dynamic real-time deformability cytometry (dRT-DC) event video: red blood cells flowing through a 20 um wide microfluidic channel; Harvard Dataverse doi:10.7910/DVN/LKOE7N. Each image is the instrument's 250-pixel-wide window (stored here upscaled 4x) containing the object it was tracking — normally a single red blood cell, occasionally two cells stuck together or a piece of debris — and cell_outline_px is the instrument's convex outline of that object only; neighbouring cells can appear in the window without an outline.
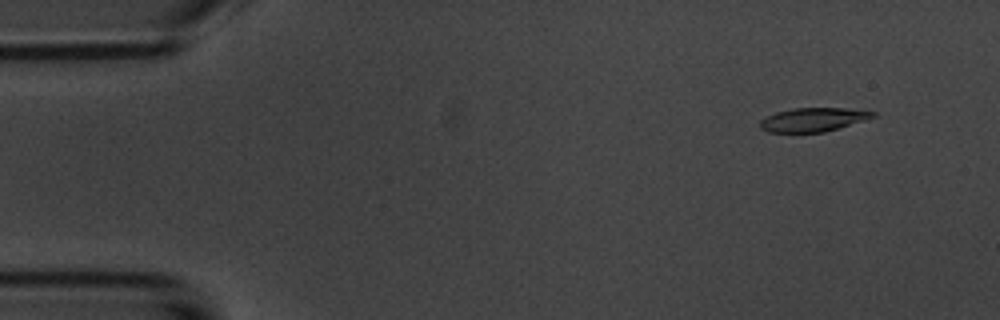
{"species": "common noctule bat (a hibernating species)", "species_latin": "Nyctalus noctula", "temperature_condition": "room temperature", "stored_images_in_passage": 17, "camera_frame_rate_fps": 3000, "um_per_image_px": 0.085, "animal": {"sex": "male", "body_mass_g": 20.1, "forearm_length_mm": 53.5}, "frame": {"image": 1, "passage_image": 5, "time_ms": 1.333, "image_size_px": [1000, 320], "cell_outline_px": [[876, 116], [864, 120], [824, 132], [768, 132], [760, 128], [760, 120], [776, 112], [792, 108], [844, 108], [876, 112]], "centroid_in_image_um": [69.09, 10.16], "position_along_channel_um": 15.9, "area_um2": 15.43}}
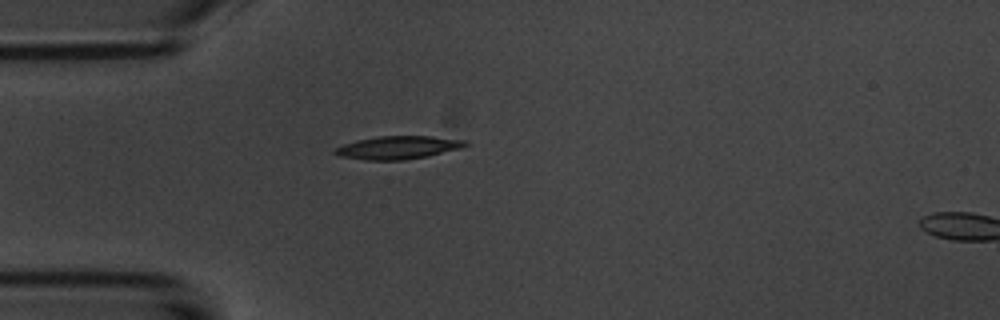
{"frame": {"image": 2, "passage_image": 15, "time_ms": 4.667, "image_size_px": [1000, 320], "cell_outline_px": [[468, 144], [464, 148], [428, 156], [404, 160], [364, 160], [340, 156], [332, 152], [332, 148], [356, 140], [380, 136], [432, 136], [464, 140]], "centroid_in_image_um": [33.82, 12.54], "position_along_channel_um": 51.2, "area_um2": 17.69}}